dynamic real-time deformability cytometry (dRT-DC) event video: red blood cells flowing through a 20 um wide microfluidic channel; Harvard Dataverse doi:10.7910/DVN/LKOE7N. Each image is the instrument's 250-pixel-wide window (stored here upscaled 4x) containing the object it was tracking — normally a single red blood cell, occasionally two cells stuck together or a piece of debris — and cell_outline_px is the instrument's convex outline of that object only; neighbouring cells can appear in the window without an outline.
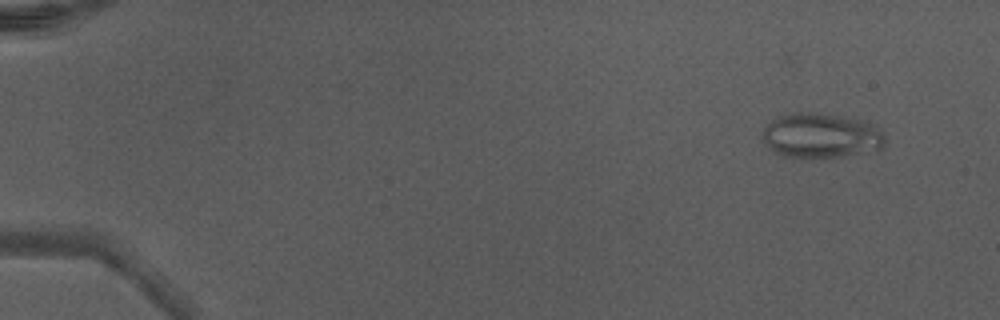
{"species": "Egyptian fruit bat (a non-hibernating species)", "species_latin": "Rousettus aegyptiacus", "temperature_condition": "warm", "stored_images_in_passage": 50, "camera_frame_rate_fps": 3000, "um_per_image_px": 0.085, "animal": {"sex": "male"}, "frame": {"image": 1, "passage_image": 5, "time_ms": 1.333, "image_size_px": [1000, 320], "cell_outline_px": [[884, 148], [840, 156], [784, 156], [776, 152], [764, 144], [764, 128], [772, 120], [780, 116], [792, 112], [816, 112], [844, 116], [860, 120], [876, 128], [884, 136]], "centroid_in_image_um": [69.76, 11.5], "position_along_channel_um": 15.2, "area_um2": 31.21}}
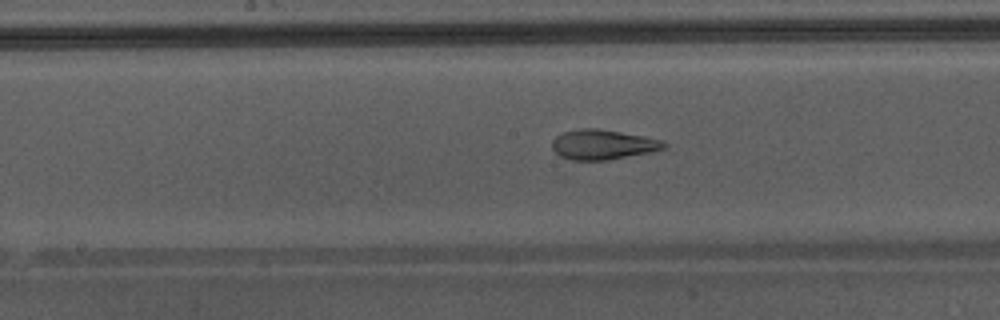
{"frame": {"image": 2, "passage_image": 28, "time_ms": 9.0, "image_size_px": [1000, 320], "cell_outline_px": [[668, 144], [664, 148], [648, 152], [608, 160], [572, 160], [560, 156], [552, 148], [552, 140], [556, 136], [564, 132], [580, 128], [600, 128], [644, 136], [664, 140]], "centroid_in_image_um": [51.24, 12.27], "position_along_channel_um": 197.0, "area_um2": 19.48}}
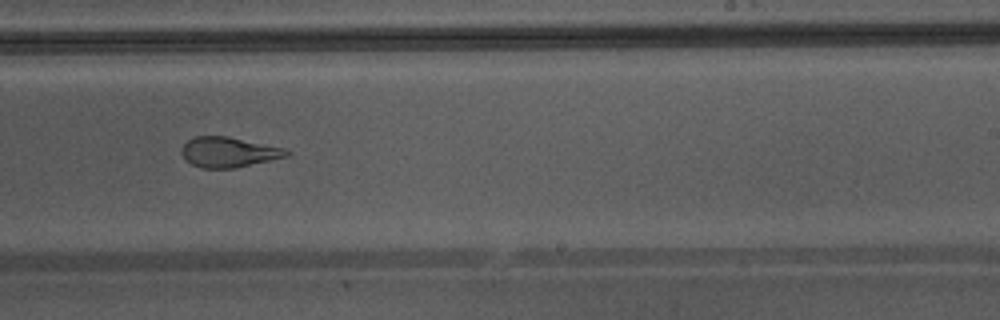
{"frame": {"image": 3, "passage_image": 33, "time_ms": 10.667, "image_size_px": [1000, 320], "cell_outline_px": [[292, 152], [288, 156], [236, 168], [200, 168], [192, 164], [180, 152], [180, 148], [188, 140], [196, 136], [228, 136], [284, 148]], "centroid_in_image_um": [19.44, 12.93], "position_along_channel_um": 269.6, "area_um2": 18.44}, "authors_computed_cell_mechanics": {"area_um2": 23.5535, "velocity_mm_per_s": 4.3718, "shape_relaxation_time_tau1_ms": null, "shape_relaxation_time_tau2_ms": 1.3365, "deformation_change_tau1": null, "deformation_change_tau2": 0.0782}}